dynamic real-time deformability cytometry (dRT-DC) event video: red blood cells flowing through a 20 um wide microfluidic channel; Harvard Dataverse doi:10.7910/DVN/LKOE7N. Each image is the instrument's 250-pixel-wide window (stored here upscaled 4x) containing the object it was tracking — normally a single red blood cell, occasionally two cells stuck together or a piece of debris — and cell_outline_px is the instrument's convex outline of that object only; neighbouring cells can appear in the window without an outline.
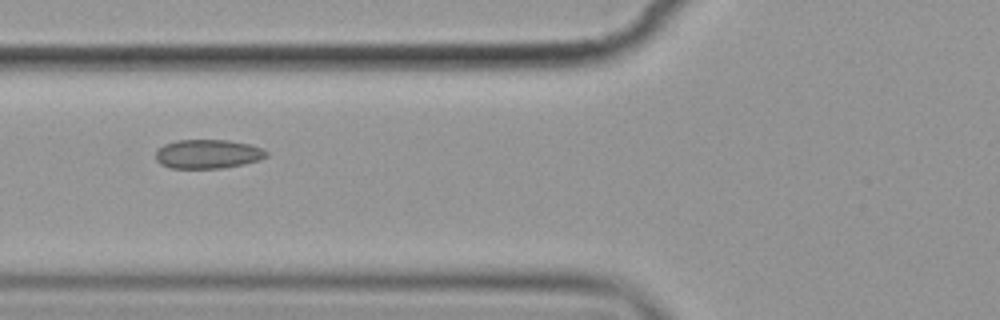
{"species": "common noctule bat (a hibernating species)", "species_latin": "Nyctalus noctula", "temperature_condition": "cold", "stored_images_in_passage": 13, "camera_frame_rate_fps": 3000, "um_per_image_px": 0.085, "animal": {"sex": "female", "body_mass_g": 19.9}, "frame": {"image": 1, "passage_image": 4, "time_ms": 3.667, "image_size_px": [1000, 320], "cell_outline_px": [[268, 156], [260, 160], [244, 164], [224, 168], [172, 168], [160, 164], [156, 160], [156, 152], [164, 144], [176, 140], [228, 140], [248, 144], [260, 148], [268, 152]], "centroid_in_image_um": [17.67, 13.09], "position_along_channel_um": 108.1, "area_um2": 18.73}}
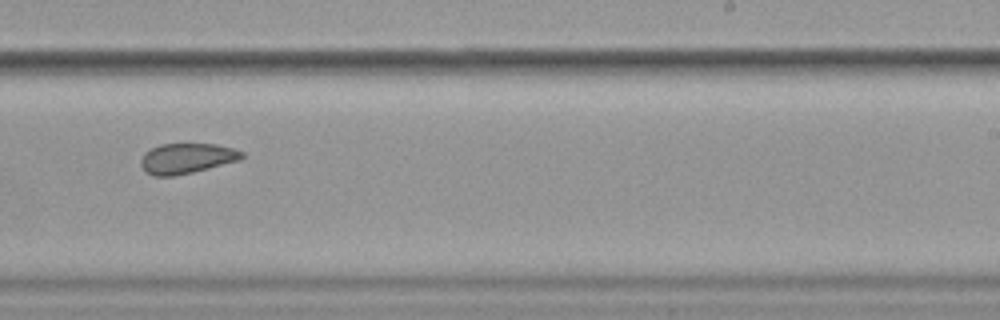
{"frame": {"image": 2, "passage_image": 8, "time_ms": 8.333, "image_size_px": [1000, 320], "cell_outline_px": [[244, 156], [240, 160], [192, 172], [172, 176], [152, 176], [140, 164], [140, 160], [144, 152], [160, 144], [216, 144], [232, 148], [244, 152]], "centroid_in_image_um": [15.87, 13.45], "position_along_channel_um": 273.1, "area_um2": 17.69}}
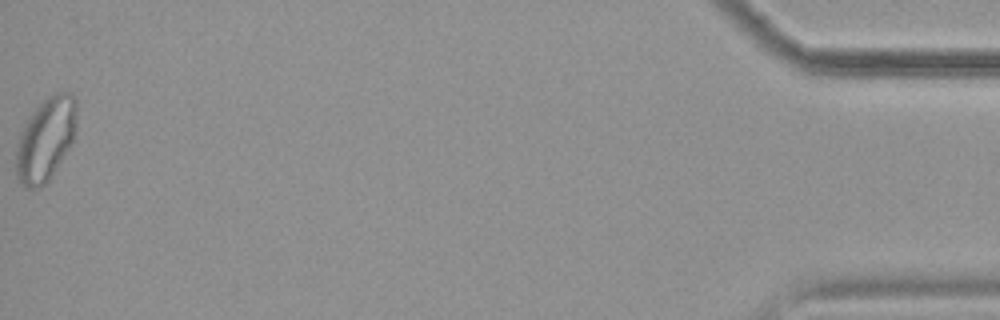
{"frame": {"image": 3, "passage_image": 13, "time_ms": 15.333, "image_size_px": [1000, 320], "cell_outline_px": [[76, 128], [72, 140], [68, 148], [48, 180], [40, 188], [28, 188], [16, 176], [16, 144], [20, 132], [32, 112], [52, 92], [68, 92], [76, 100]], "centroid_in_image_um": [3.87, 11.81], "position_along_channel_um": 431.3, "area_um2": 28.96}, "authors_computed_cell_mechanics": {"area_um2": 19.074, "velocity_mm_per_s": 3.5341, "shape_relaxation_time_tau1_ms": 5.8356, "shape_relaxation_time_tau2_ms": 2.2322, "deformation_change_tau1": 0.0973, "deformation_change_tau2": 0.0651}}